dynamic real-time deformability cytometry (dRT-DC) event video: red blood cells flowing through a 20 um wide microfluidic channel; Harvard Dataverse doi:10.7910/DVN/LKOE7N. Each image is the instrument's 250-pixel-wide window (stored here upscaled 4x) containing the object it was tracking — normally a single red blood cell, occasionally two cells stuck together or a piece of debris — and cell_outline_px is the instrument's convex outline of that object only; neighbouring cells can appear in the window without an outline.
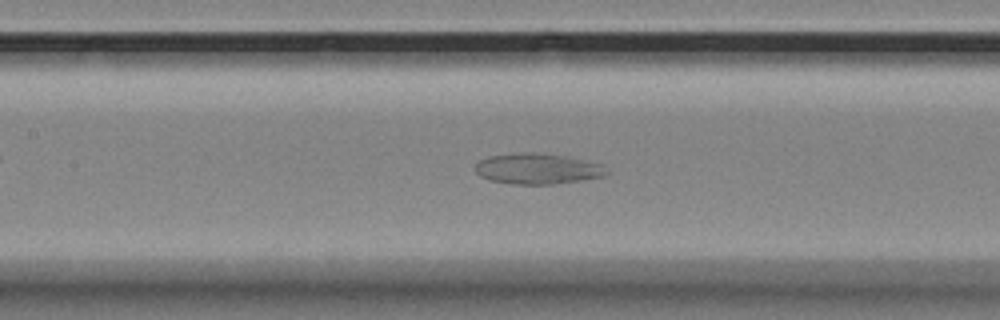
{"species": "Egyptian fruit bat (a non-hibernating species)", "species_latin": "Rousettus aegyptiacus", "temperature_condition": "room temperature", "stored_images_in_passage": 49, "camera_frame_rate_fps": 3000, "um_per_image_px": 0.085, "animal": {"sex": "female"}, "frame": {"image": 1, "passage_image": 18, "time_ms": 5.667, "image_size_px": [1000, 320], "cell_outline_px": [[608, 172], [604, 176], [580, 180], [552, 184], [512, 184], [488, 180], [480, 176], [476, 172], [476, 164], [480, 160], [492, 156], [564, 156], [600, 164]], "centroid_in_image_um": [45.69, 14.42], "position_along_channel_um": 161.7, "area_um2": 21.91}}
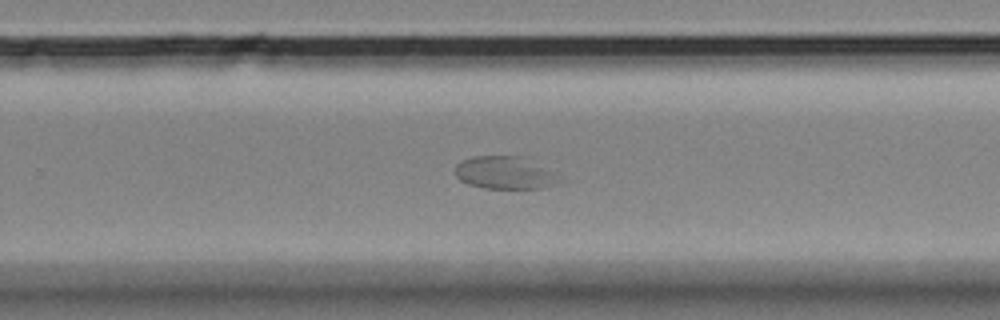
{"frame": {"image": 2, "passage_image": 29, "time_ms": 9.333, "image_size_px": [1000, 320], "cell_outline_px": [[556, 184], [544, 188], [484, 188], [468, 184], [460, 180], [456, 176], [456, 164], [472, 156], [520, 156], [548, 172]], "centroid_in_image_um": [42.72, 14.69], "position_along_channel_um": 287.1, "area_um2": 18.73}}
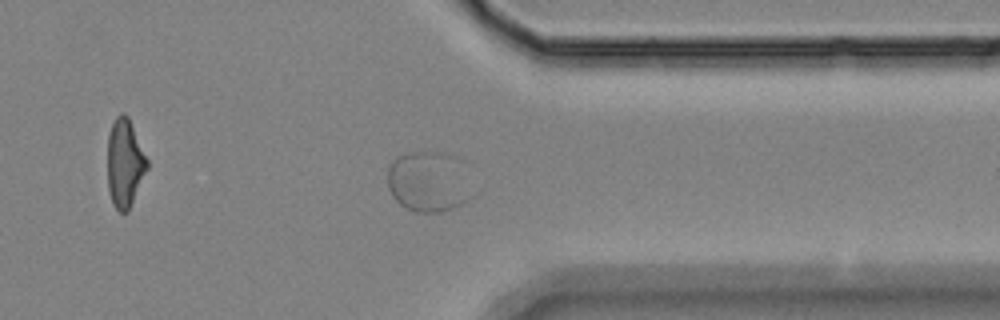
{"frame": {"image": 3, "passage_image": 37, "time_ms": 12.0, "image_size_px": [1000, 320], "cell_outline_px": [[472, 196], [468, 200], [452, 208], [440, 212], [416, 212], [400, 204], [392, 196], [388, 188], [388, 168], [392, 160], [396, 156], [408, 152], [440, 152], [456, 156]], "centroid_in_image_um": [36.35, 15.44], "position_along_channel_um": 375.1, "area_um2": 29.48}}